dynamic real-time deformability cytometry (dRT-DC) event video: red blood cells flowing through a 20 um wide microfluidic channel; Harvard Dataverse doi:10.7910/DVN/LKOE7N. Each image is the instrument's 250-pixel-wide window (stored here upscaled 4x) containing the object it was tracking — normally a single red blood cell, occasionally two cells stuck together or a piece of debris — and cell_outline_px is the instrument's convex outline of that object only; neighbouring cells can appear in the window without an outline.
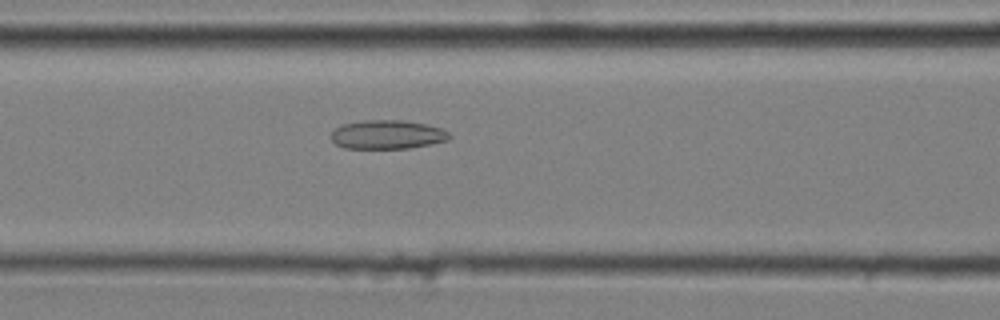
{"species": "common noctule bat (a hibernating species)", "species_latin": "Nyctalus noctula", "temperature_condition": "cold", "stored_images_in_passage": 46, "camera_frame_rate_fps": 3000, "um_per_image_px": 0.085, "animal": {"sex": "male", "body_mass_g": 20.4}, "frame": {"image": 1, "passage_image": 20, "time_ms": 6.333, "image_size_px": [1000, 320], "cell_outline_px": [[452, 136], [448, 140], [432, 144], [408, 148], [344, 148], [336, 144], [328, 136], [340, 124], [360, 120], [400, 120], [428, 124], [444, 128]], "centroid_in_image_um": [32.92, 11.43], "position_along_channel_um": 133.7, "area_um2": 20.23}}
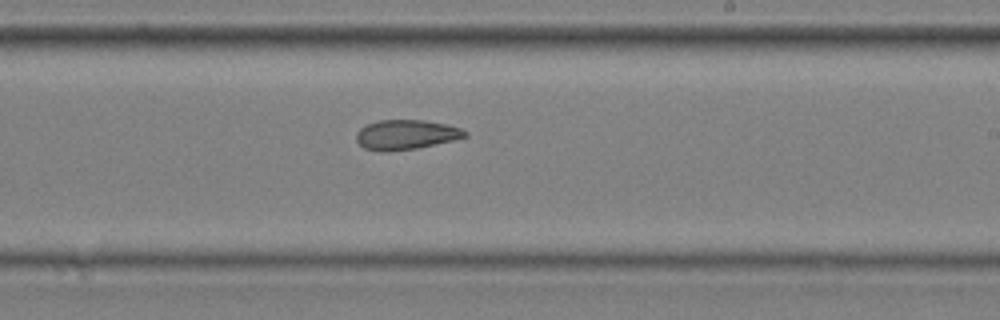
{"frame": {"image": 2, "passage_image": 30, "time_ms": 9.667, "image_size_px": [1000, 320], "cell_outline_px": [[468, 136], [456, 140], [416, 148], [384, 152], [380, 152], [364, 148], [356, 140], [356, 132], [360, 128], [376, 120], [424, 120], [448, 124], [460, 128], [468, 132]], "centroid_in_image_um": [34.52, 11.44], "position_along_channel_um": 254.5, "area_um2": 19.02}}
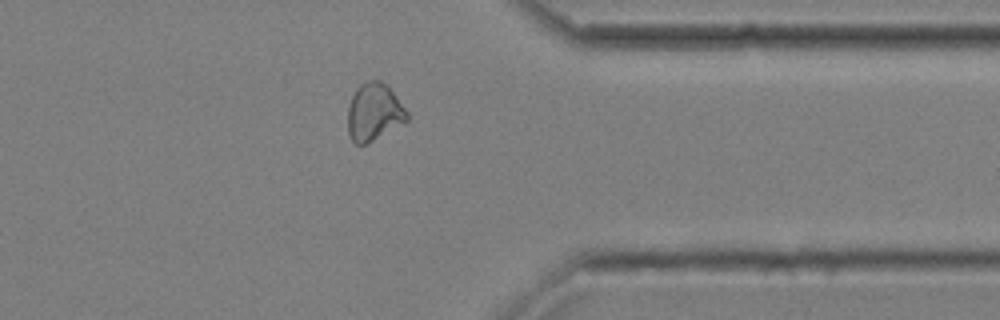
{"frame": {"image": 3, "passage_image": 41, "time_ms": 13.333, "image_size_px": [1000, 320], "cell_outline_px": [[408, 120], [368, 144], [356, 144], [352, 140], [348, 132], [348, 104], [356, 88], [360, 84], [368, 80], [380, 80], [392, 92], [408, 112]], "centroid_in_image_um": [31.77, 9.54], "position_along_channel_um": 379.6, "area_um2": 19.71}, "authors_computed_cell_mechanics": {"area_um2": 20.2011, "velocity_mm_per_s": 3.6335, "shape_relaxation_time_tau1_ms": null, "shape_relaxation_time_tau2_ms": 4.2567, "deformation_change_tau1": null, "deformation_change_tau2": 0.1082}}